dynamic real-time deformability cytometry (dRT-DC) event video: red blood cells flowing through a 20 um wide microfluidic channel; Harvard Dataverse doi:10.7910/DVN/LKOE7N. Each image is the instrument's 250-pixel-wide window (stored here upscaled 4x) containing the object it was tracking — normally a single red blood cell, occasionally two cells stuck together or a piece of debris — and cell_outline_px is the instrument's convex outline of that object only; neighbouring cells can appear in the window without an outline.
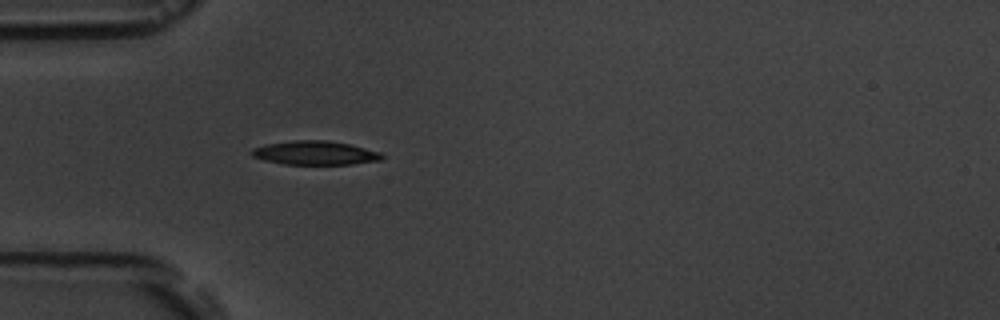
{"species": "common noctule bat (a hibernating species)", "species_latin": "Nyctalus noctula", "temperature_condition": "room temperature", "stored_images_in_passage": 6, "camera_frame_rate_fps": 3000, "um_per_image_px": 0.085, "animal": {"sex": "male", "body_mass_g": 19.5, "forearm_length_mm": 54.6}, "frame": {"image": 1, "passage_image": 6, "time_ms": 6.667, "image_size_px": [1000, 320], "cell_outline_px": [[384, 156], [380, 160], [352, 164], [284, 164], [264, 160], [252, 156], [248, 152], [252, 148], [264, 144], [292, 140], [328, 140], [348, 144], [380, 152]], "centroid_in_image_um": [26.71, 12.99], "position_along_channel_um": 58.3, "area_um2": 18.15}}